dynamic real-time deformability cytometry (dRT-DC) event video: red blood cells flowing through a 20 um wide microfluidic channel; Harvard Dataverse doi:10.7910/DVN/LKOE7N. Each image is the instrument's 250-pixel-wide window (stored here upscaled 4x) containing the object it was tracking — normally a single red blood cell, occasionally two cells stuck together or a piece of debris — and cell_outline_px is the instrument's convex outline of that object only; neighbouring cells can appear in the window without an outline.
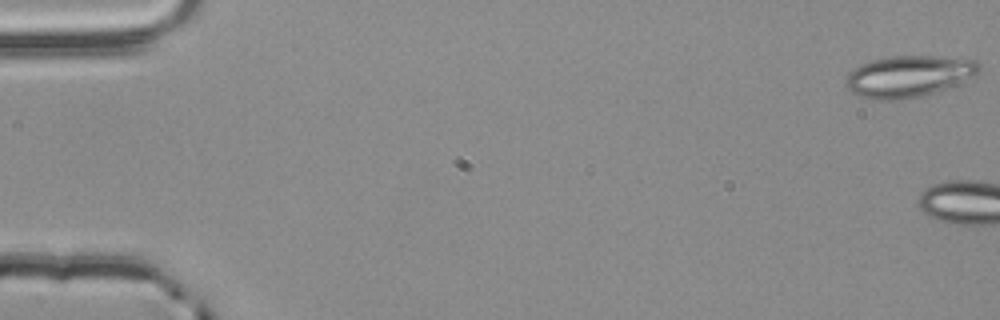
{"species": "common noctule bat (a hibernating species)", "species_latin": "Nyctalus noctula", "temperature_condition": "room temperature", "stored_images_in_passage": 4, "camera_frame_rate_fps": 3000, "um_per_image_px": 0.085, "animal": {"sex": "male", "body_mass_g": 20.4}, "frame": {"image": 1, "passage_image": 1, "time_ms": 0.0, "image_size_px": [1000, 320], "cell_outline_px": [[980, 72], [976, 76], [956, 84], [924, 96], [904, 100], [872, 100], [860, 96], [852, 92], [844, 84], [844, 80], [848, 72], [852, 68], [860, 64], [872, 60], [888, 56], [936, 56], [976, 60], [980, 64]], "centroid_in_image_um": [77.2, 6.49], "position_along_channel_um": 7.8, "area_um2": 32.71}}